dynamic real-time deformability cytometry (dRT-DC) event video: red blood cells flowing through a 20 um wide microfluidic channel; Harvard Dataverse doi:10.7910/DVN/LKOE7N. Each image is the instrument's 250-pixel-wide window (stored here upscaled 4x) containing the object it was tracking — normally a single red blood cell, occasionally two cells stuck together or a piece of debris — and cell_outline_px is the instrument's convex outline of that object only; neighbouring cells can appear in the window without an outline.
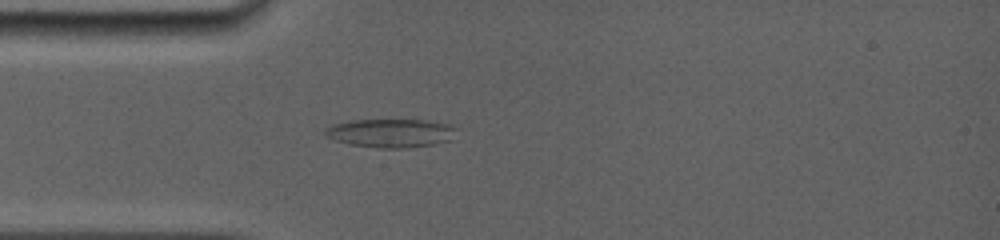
{"species": "common noctule bat (a hibernating species)", "species_latin": "Nyctalus noctula", "temperature_condition": "room temperature", "stored_images_in_passage": 3, "camera_frame_rate_fps": 5000, "um_per_image_px": 0.085, "animal": {"sex": "female", "body_mass_g": 19.0, "forearm_length_mm": 56.7}, "frame": {"image": 1, "passage_image": 3, "time_ms": 1.8, "image_size_px": [1000, 240], "cell_outline_px": [[460, 128], [448, 140], [436, 144], [408, 148], [380, 148], [348, 144], [324, 136], [324, 132], [332, 124], [352, 120], [424, 120], [448, 124]], "centroid_in_image_um": [33.22, 11.31], "position_along_channel_um": 51.8, "area_um2": 21.91}}